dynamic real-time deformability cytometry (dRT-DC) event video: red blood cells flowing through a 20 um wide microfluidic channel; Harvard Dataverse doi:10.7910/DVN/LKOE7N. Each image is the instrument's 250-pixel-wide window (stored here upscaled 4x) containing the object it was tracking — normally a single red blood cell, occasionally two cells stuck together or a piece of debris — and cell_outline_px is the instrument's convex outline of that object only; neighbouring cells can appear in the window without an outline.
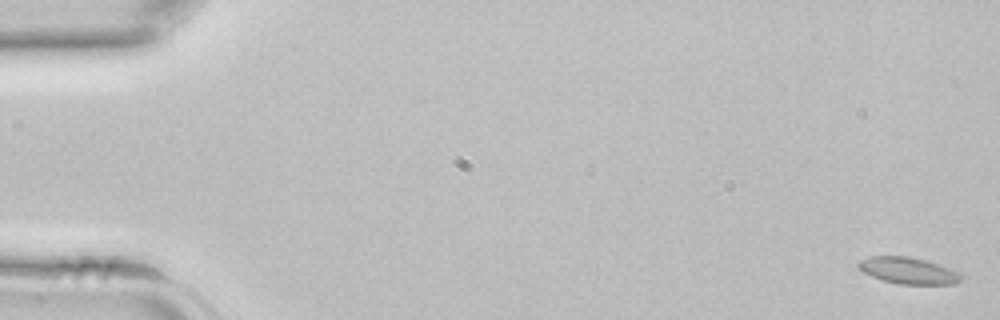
{"species": "common noctule bat (a hibernating species)", "species_latin": "Nyctalus noctula", "temperature_condition": "room temperature", "stored_images_in_passage": 43, "camera_frame_rate_fps": 3000, "um_per_image_px": 0.085, "animal": {"sex": "female", "body_mass_g": 22.7, "forearm_length_mm": 54.2}, "frame": {"image": 1, "passage_image": 1, "time_ms": 0.0, "image_size_px": [1000, 320], "cell_outline_px": [[968, 276], [964, 280], [956, 284], [900, 284], [884, 280], [872, 276], [864, 272], [856, 264], [860, 260], [868, 256], [908, 256], [924, 260], [948, 268]], "centroid_in_image_um": [77.26, 23.01], "position_along_channel_um": 7.7, "area_um2": 15.9}}
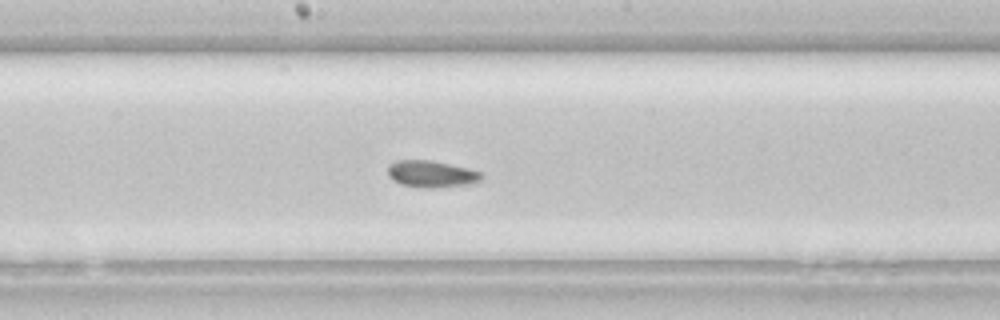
{"frame": {"image": 2, "passage_image": 23, "time_ms": 7.333, "image_size_px": [1000, 320], "cell_outline_px": [[484, 176], [476, 184], [432, 188], [428, 188], [400, 184], [392, 180], [388, 176], [388, 164], [396, 160], [432, 160], [468, 168], [480, 172]], "centroid_in_image_um": [36.68, 14.79], "position_along_channel_um": 211.5, "area_um2": 14.85}}
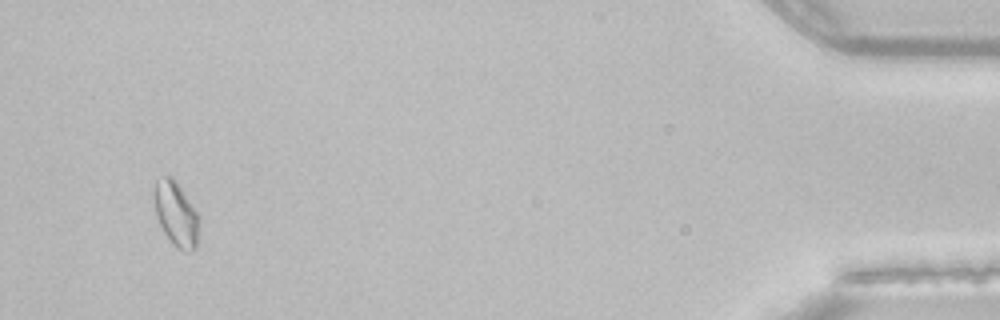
{"frame": {"image": 3, "passage_image": 41, "time_ms": 13.333, "image_size_px": [1000, 320], "cell_outline_px": [[200, 224], [196, 244], [188, 252], [176, 248], [172, 244], [164, 232], [156, 216], [152, 192], [156, 180], [164, 176], [172, 176], [176, 180], [196, 212], [200, 220]], "centroid_in_image_um": [14.93, 18.16], "position_along_channel_um": 420.3, "area_um2": 16.94}}